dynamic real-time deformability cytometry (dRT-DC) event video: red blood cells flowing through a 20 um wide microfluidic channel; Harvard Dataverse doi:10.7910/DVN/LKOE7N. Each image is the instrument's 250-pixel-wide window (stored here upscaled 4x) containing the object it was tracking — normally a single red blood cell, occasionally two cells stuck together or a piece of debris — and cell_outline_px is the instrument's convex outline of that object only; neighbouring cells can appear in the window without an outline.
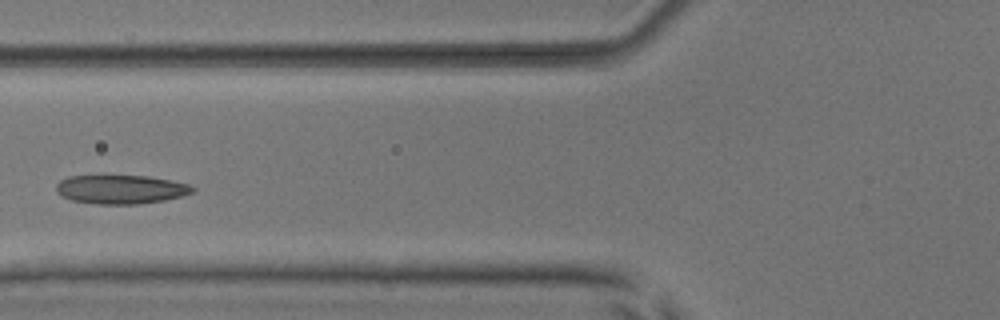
{"species": "common noctule bat (a hibernating species)", "species_latin": "Nyctalus noctula", "temperature_condition": "room temperature", "stored_images_in_passage": 5, "camera_frame_rate_fps": 3000, "um_per_image_px": 0.085, "animal": {"sex": "male", "body_mass_g": 17.9, "forearm_length_mm": 54.2}, "frame": {"image": 1, "passage_image": 5, "time_ms": 4.667, "image_size_px": [1000, 320], "cell_outline_px": [[196, 188], [192, 192], [180, 196], [164, 200], [136, 204], [96, 204], [72, 200], [60, 196], [56, 192], [56, 184], [60, 180], [68, 176], [148, 176], [188, 184]], "centroid_in_image_um": [10.22, 16.1], "position_along_channel_um": 115.6, "area_um2": 22.77}}